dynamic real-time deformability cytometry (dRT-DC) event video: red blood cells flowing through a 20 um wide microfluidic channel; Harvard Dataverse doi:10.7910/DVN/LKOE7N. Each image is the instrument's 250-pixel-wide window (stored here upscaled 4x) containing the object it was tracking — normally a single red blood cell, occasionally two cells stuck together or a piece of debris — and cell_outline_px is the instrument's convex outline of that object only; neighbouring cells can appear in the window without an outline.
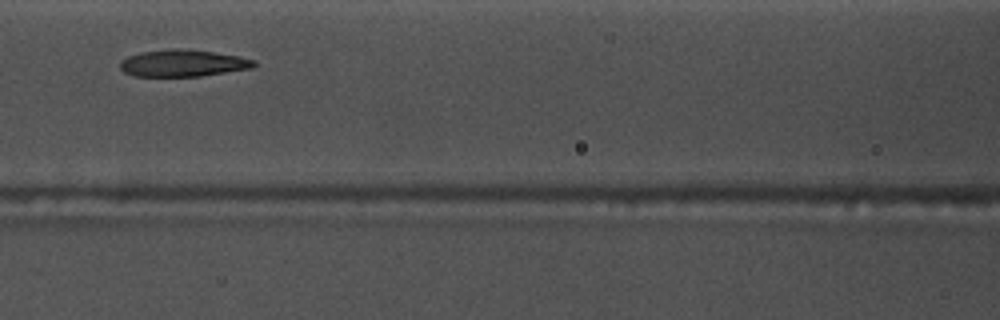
{"species": "common noctule bat (a hibernating species)", "species_latin": "Nyctalus noctula", "temperature_condition": "warm", "stored_images_in_passage": 34, "camera_frame_rate_fps": 3000, "um_per_image_px": 0.085, "animal": {"sex": "male", "body_mass_g": 17.5, "forearm_length_mm": 52.3}, "frame": {"image": 1, "passage_image": 15, "time_ms": 4.667, "image_size_px": [1000, 320], "cell_outline_px": [[256, 64], [252, 68], [200, 76], [136, 76], [124, 72], [120, 68], [120, 64], [128, 56], [140, 52], [176, 48], [180, 48], [212, 52], [240, 56], [256, 60]], "centroid_in_image_um": [15.57, 5.37], "position_along_channel_um": 151.0, "area_um2": 20.81}}
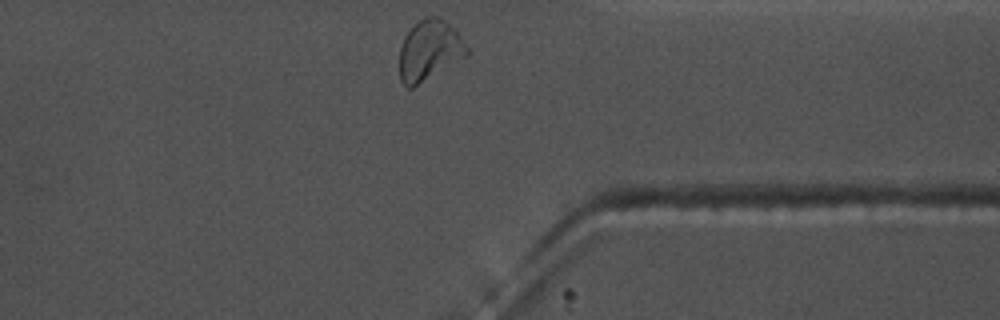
{"frame": {"image": 2, "passage_image": 34, "time_ms": 11.0, "image_size_px": [1000, 320], "cell_outline_px": [[468, 56], [412, 88], [408, 88], [400, 80], [400, 48], [404, 36], [424, 16], [436, 16], [444, 20], [460, 36], [468, 48]], "centroid_in_image_um": [36.5, 4.3], "position_along_channel_um": 374.9, "area_um2": 23.47}, "authors_computed_cell_mechanics": {"area_um2": 21.1837, "velocity_mm_per_s": 3.6359, "shape_relaxation_time_tau1_ms": 6.3867, "shape_relaxation_time_tau2_ms": 2.3117, "deformation_change_tau1": 0.2111, "deformation_change_tau2": 0.1023}}